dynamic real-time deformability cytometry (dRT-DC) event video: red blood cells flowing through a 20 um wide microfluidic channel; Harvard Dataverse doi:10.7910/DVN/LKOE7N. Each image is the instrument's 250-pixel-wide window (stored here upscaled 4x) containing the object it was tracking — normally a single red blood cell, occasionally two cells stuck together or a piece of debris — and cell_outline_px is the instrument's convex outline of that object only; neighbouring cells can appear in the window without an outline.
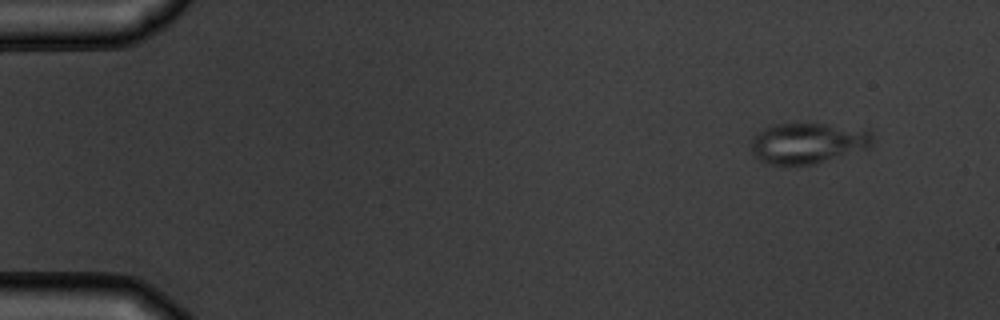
{"species": "common noctule bat (a hibernating species)", "species_latin": "Nyctalus noctula", "temperature_condition": "warm", "stored_images_in_passage": 9, "camera_frame_rate_fps": 3000, "um_per_image_px": 0.085, "animal": {"sex": "male", "body_mass_g": 19.5, "forearm_length_mm": 54.6}, "frame": {"image": 1, "passage_image": 1, "time_ms": 0.0, "image_size_px": [1000, 320], "cell_outline_px": [[876, 140], [868, 148], [812, 164], [768, 164], [760, 160], [752, 152], [752, 136], [756, 132], [764, 128], [776, 124], [808, 120], [868, 128], [876, 136]], "centroid_in_image_um": [68.75, 12.07], "position_along_channel_um": 16.3, "area_um2": 30.06}}